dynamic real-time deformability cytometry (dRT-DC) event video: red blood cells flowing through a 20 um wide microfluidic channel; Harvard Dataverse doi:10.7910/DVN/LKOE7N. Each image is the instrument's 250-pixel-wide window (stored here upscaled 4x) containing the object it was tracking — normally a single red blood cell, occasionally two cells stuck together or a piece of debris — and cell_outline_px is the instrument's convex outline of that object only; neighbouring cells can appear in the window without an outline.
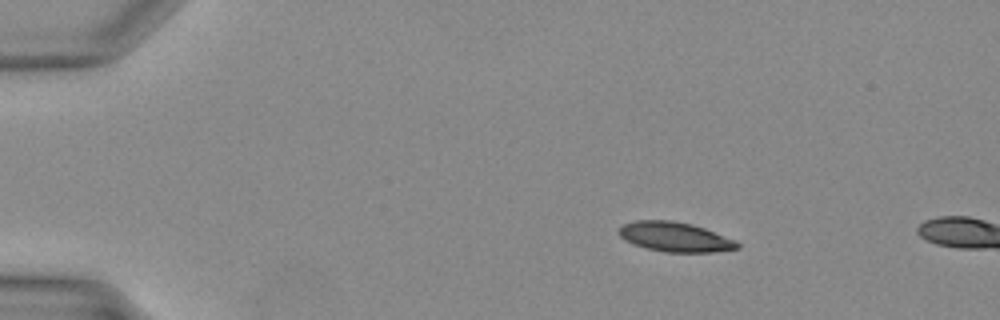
{"species": "Egyptian fruit bat (a non-hibernating species)", "species_latin": "Rousettus aegyptiacus", "temperature_condition": "warm", "stored_images_in_passage": 4, "camera_frame_rate_fps": 3000, "um_per_image_px": 0.085, "animal": {"sex": "female"}, "frame": {"image": 1, "passage_image": 2, "time_ms": 0.333, "image_size_px": [1000, 320], "cell_outline_px": [[740, 248], [712, 252], [664, 252], [648, 248], [636, 244], [620, 236], [616, 232], [624, 224], [636, 220], [672, 220], [692, 224], [704, 228], [736, 240], [740, 244]], "centroid_in_image_um": [57.41, 20.13], "position_along_channel_um": 27.6, "area_um2": 20.29}}